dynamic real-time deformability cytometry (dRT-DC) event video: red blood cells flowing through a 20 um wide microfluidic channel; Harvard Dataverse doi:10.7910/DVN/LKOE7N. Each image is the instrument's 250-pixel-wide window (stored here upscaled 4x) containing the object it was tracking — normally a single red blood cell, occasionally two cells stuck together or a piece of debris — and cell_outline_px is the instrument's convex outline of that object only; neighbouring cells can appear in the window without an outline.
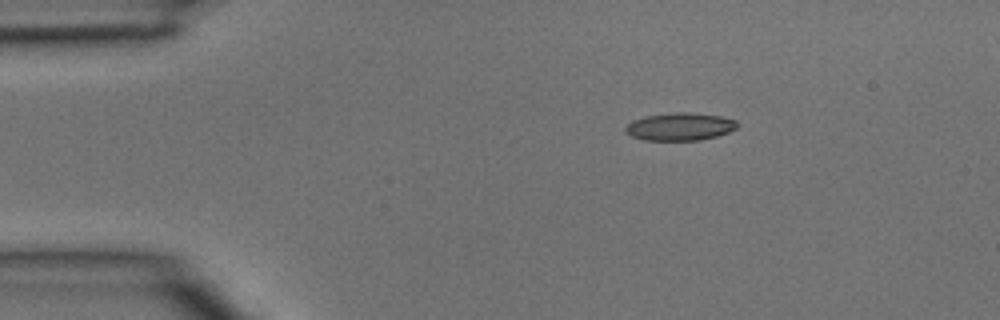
{"species": "common noctule bat (a hibernating species)", "species_latin": "Nyctalus noctula", "temperature_condition": "room temperature", "stored_images_in_passage": 3, "segment_of_instrument_passage": [1, 2], "camera_frame_rate_fps": 3000, "um_per_image_px": 0.085, "animal": {"sex": "male", "body_mass_g": 15.6}, "frame": {"image": 1, "passage_image": 1, "time_ms": 0.0, "image_size_px": [1000, 320], "cell_outline_px": [[740, 124], [736, 128], [728, 132], [716, 136], [700, 140], [644, 140], [632, 136], [624, 128], [632, 120], [644, 116], [676, 112], [684, 112], [720, 116], [736, 120]], "centroid_in_image_um": [57.8, 10.76], "position_along_channel_um": 27.2, "area_um2": 17.92}}